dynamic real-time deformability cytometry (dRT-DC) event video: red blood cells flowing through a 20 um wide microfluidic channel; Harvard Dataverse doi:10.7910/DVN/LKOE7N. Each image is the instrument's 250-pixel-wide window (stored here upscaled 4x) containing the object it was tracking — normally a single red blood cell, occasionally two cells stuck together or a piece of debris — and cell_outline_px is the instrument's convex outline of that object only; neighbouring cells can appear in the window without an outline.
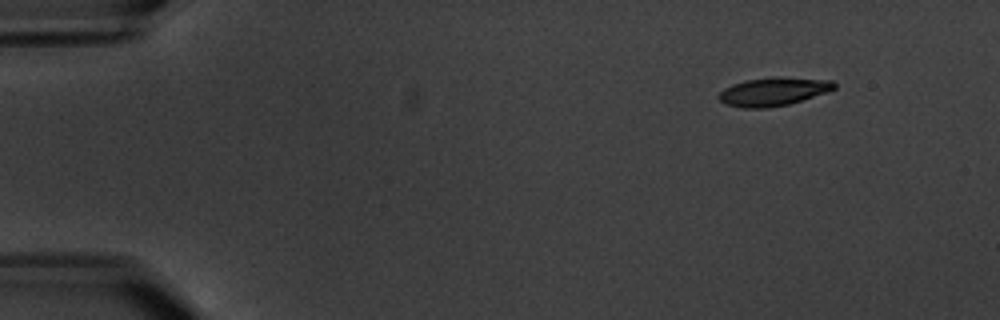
{"species": "common noctule bat (a hibernating species)", "species_latin": "Nyctalus noctula", "temperature_condition": "warm", "stored_images_in_passage": 6, "camera_frame_rate_fps": 3000, "um_per_image_px": 0.085, "animal": {"sex": "male", "body_mass_g": 20.1, "forearm_length_mm": 53.5}, "frame": {"image": 1, "passage_image": 2, "time_ms": 1.333, "image_size_px": [1000, 320], "cell_outline_px": [[836, 88], [828, 92], [788, 104], [768, 108], [740, 108], [724, 104], [716, 96], [724, 88], [732, 84], [744, 80], [780, 76], [784, 76], [832, 80], [836, 84]], "centroid_in_image_um": [65.72, 7.78], "position_along_channel_um": 19.3, "area_um2": 19.42}}
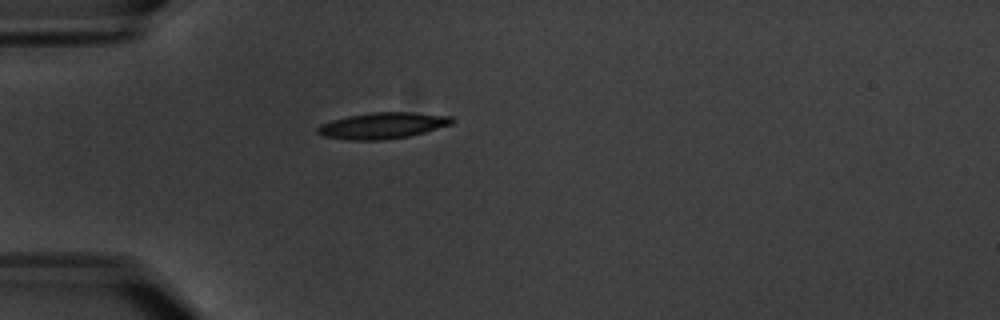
{"frame": {"image": 2, "passage_image": 5, "time_ms": 5.0, "image_size_px": [1000, 320], "cell_outline_px": [[456, 120], [452, 124], [424, 132], [408, 136], [384, 140], [348, 140], [324, 136], [316, 132], [316, 128], [320, 124], [332, 120], [348, 116], [372, 112], [412, 112], [452, 116]], "centroid_in_image_um": [32.52, 10.67], "position_along_channel_um": 52.5, "area_um2": 20.58}}